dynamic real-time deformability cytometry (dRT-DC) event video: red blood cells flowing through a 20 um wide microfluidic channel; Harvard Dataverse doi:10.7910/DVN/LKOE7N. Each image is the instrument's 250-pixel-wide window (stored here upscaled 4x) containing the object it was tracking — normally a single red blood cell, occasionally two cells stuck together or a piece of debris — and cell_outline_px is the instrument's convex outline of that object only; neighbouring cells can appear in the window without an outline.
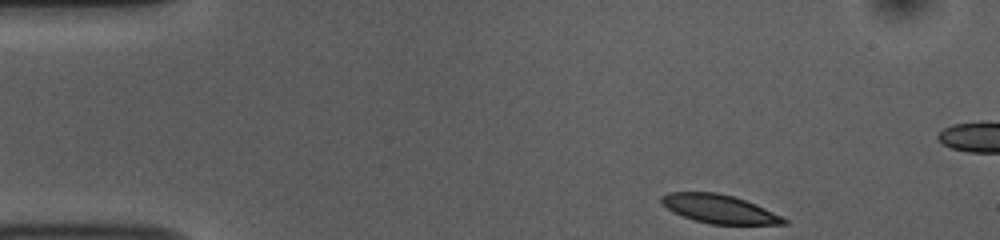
{"species": "common noctule bat (a hibernating species)", "species_latin": "Nyctalus noctula", "temperature_condition": "room temperature", "stored_images_in_passage": 48, "camera_frame_rate_fps": 3000, "um_per_image_px": 0.085, "animal": {"sex": "female", "body_mass_g": 10.0, "forearm_length_mm": 53.1}, "frame": {"image": 1, "passage_image": 1, "time_ms": 0.0, "image_size_px": [1000, 240], "cell_outline_px": [[788, 224], [708, 224], [692, 220], [668, 208], [660, 200], [660, 196], [668, 192], [716, 192], [732, 196], [756, 204], [784, 216], [788, 220]], "centroid_in_image_um": [61.17, 17.76], "position_along_channel_um": 23.8, "area_um2": 20.35}}
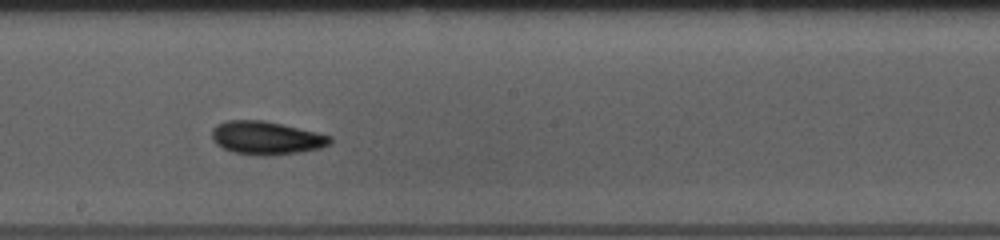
{"frame": {"image": 2, "passage_image": 23, "time_ms": 7.333, "image_size_px": [1000, 240], "cell_outline_px": [[332, 144], [320, 148], [300, 152], [272, 156], [264, 156], [232, 152], [216, 144], [212, 140], [212, 128], [216, 124], [224, 120], [264, 120], [316, 132], [332, 136]], "centroid_in_image_um": [22.63, 11.72], "position_along_channel_um": 225.6, "area_um2": 23.12}}
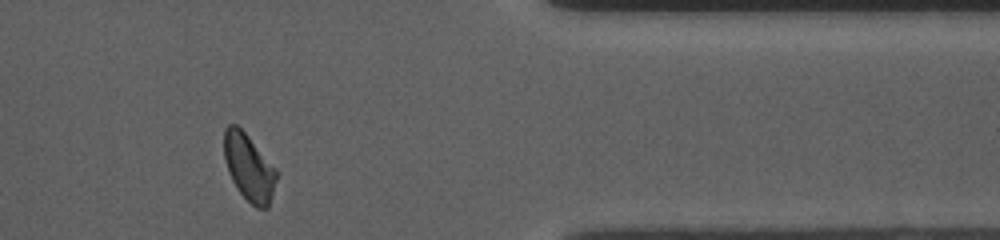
{"frame": {"image": 3, "passage_image": 38, "time_ms": 12.333, "image_size_px": [1000, 240], "cell_outline_px": [[276, 180], [268, 208], [256, 208], [236, 188], [228, 172], [224, 160], [224, 128], [228, 124], [236, 124], [248, 136], [276, 168]], "centroid_in_image_um": [21.13, 14.21], "position_along_channel_um": 390.3, "area_um2": 20.23}, "authors_computed_cell_mechanics": {"area_um2": 21.1548, "velocity_mm_per_s": 3.7216, "shape_relaxation_time_tau1_ms": 3.687, "shape_relaxation_time_tau2_ms": 3.8542, "deformation_change_tau1": 0.1238, "deformation_change_tau2": 0.0989}}